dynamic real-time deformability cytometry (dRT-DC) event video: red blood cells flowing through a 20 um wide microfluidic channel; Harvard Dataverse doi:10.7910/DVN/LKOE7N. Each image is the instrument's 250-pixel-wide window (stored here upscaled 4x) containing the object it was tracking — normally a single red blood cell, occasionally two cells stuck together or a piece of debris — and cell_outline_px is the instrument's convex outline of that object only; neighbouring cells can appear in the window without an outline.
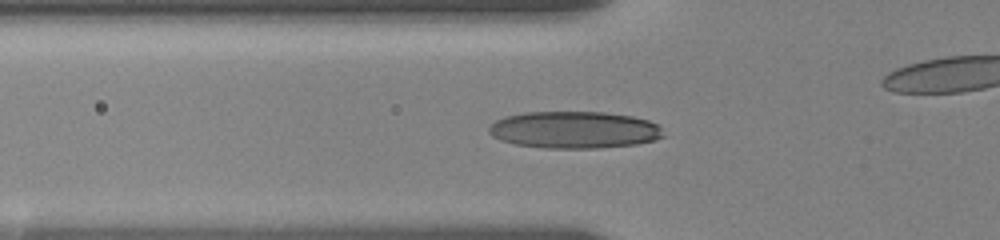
{"species": "human", "species_latin": "Homo sapiens", "temperature_condition": "room temperature", "stored_images_in_passage": 24, "segment_of_instrument_passage": [1, 2], "camera_frame_rate_fps": 3000, "um_per_image_px": 0.085, "donor": {"sex": "female"}, "frame": {"image": 1, "passage_image": 18, "time_ms": 6.333, "image_size_px": [1000, 240], "cell_outline_px": [[664, 136], [656, 140], [636, 144], [600, 148], [544, 148], [516, 144], [500, 140], [492, 136], [488, 132], [488, 128], [496, 120], [504, 116], [524, 112], [604, 112], [632, 116], [648, 120], [656, 124], [660, 128]], "centroid_in_image_um": [48.8, 11.04], "position_along_channel_um": 77.0, "area_um2": 37.74}}
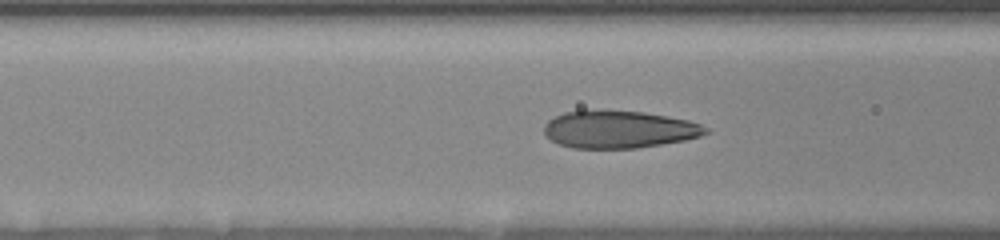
{"frame": {"image": 2, "passage_image": 21, "time_ms": 7.333, "image_size_px": [1000, 240], "cell_outline_px": [[712, 132], [700, 136], [684, 140], [636, 148], [572, 148], [560, 144], [552, 140], [544, 132], [544, 124], [548, 120], [564, 112], [644, 112], [688, 120], [700, 124], [708, 128]], "centroid_in_image_um": [52.65, 11.02], "position_along_channel_um": 113.9, "area_um2": 34.51}}